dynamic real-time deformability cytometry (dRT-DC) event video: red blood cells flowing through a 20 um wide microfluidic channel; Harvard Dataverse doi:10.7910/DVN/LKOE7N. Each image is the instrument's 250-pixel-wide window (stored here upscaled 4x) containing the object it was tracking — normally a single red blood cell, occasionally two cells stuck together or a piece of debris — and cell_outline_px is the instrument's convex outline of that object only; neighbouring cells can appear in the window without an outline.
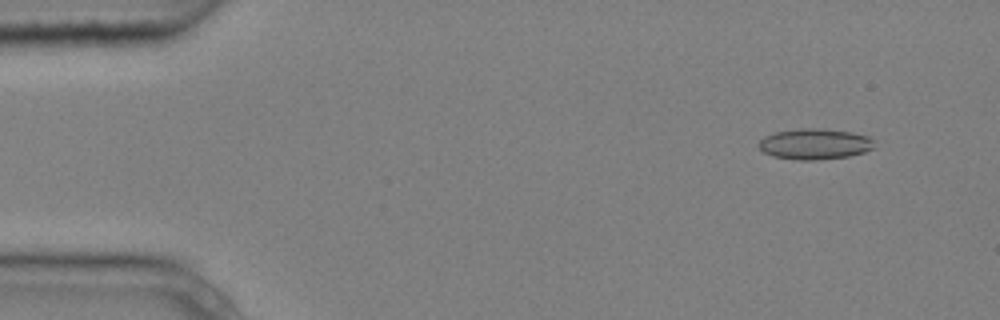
{"species": "common noctule bat (a hibernating species)", "species_latin": "Nyctalus noctula", "temperature_condition": "cold", "stored_images_in_passage": 4, "camera_frame_rate_fps": 3000, "um_per_image_px": 0.085, "animal": {"sex": "male", "body_mass_g": 20.4}, "frame": {"image": 1, "passage_image": 2, "time_ms": 0.333, "image_size_px": [1000, 320], "cell_outline_px": [[876, 148], [864, 152], [848, 156], [816, 160], [800, 160], [772, 156], [764, 152], [760, 148], [760, 140], [764, 136], [772, 132], [800, 128], [824, 128], [852, 132], [868, 136], [872, 140]], "centroid_in_image_um": [69.27, 12.23], "position_along_channel_um": 15.7, "area_um2": 20.87}}